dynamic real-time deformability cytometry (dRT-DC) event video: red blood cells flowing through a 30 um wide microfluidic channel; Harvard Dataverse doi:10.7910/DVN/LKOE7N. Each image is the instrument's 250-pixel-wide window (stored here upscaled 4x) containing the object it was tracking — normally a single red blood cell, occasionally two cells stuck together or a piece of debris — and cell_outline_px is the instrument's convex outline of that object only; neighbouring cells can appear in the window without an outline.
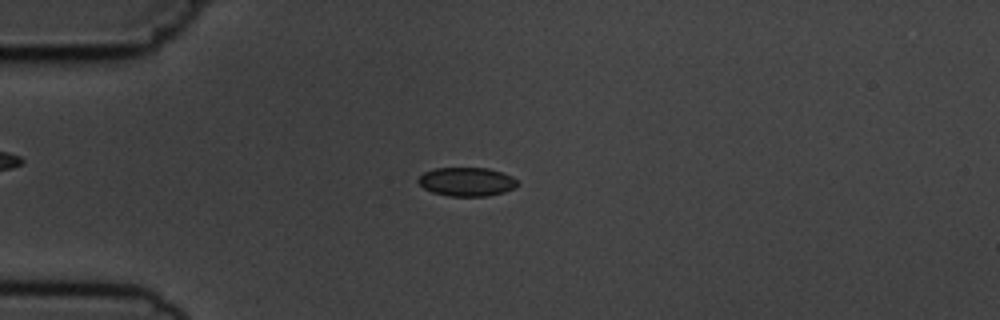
{"species": "common noctule bat (a hibernating species)", "species_latin": "Nyctalus noctula", "temperature_condition": "cold", "stored_images_in_passage": 7, "camera_frame_rate_fps": 3000, "um_per_image_px": 0.085, "animal": {"sex": "male", "body_mass_g": 19.5, "forearm_length_mm": 54.6}, "frame": {"image": 1, "passage_image": 4, "time_ms": 3.667, "image_size_px": [1000, 320], "cell_outline_px": [[520, 184], [516, 188], [504, 192], [488, 196], [448, 196], [432, 192], [424, 188], [416, 180], [424, 172], [432, 168], [488, 168], [504, 172], [512, 176]], "centroid_in_image_um": [39.7, 15.44], "position_along_channel_um": 45.3, "area_um2": 16.88}}
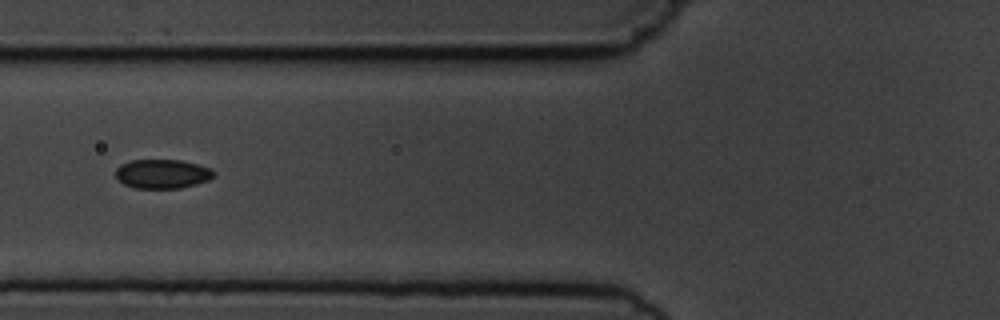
{"frame": {"image": 2, "passage_image": 6, "time_ms": 6.0, "image_size_px": [1000, 320], "cell_outline_px": [[216, 172], [208, 180], [196, 184], [180, 188], [136, 188], [124, 184], [116, 176], [116, 168], [120, 164], [132, 160], [180, 160], [212, 168]], "centroid_in_image_um": [13.8, 14.77], "position_along_channel_um": 112.0, "area_um2": 16.59}}
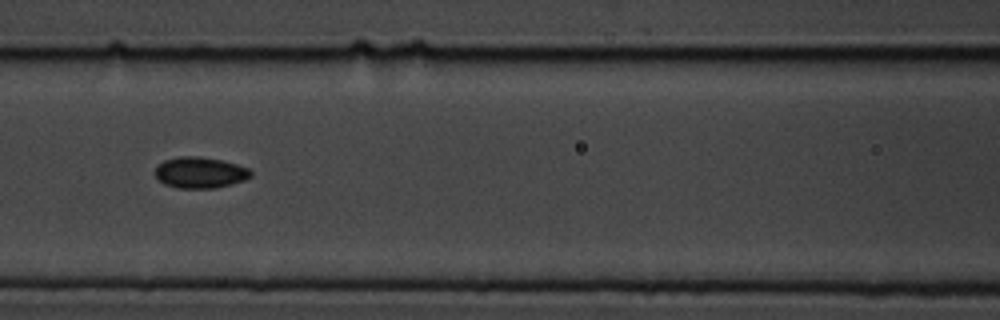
{"frame": {"image": 3, "passage_image": 7, "time_ms": 7.0, "image_size_px": [1000, 320], "cell_outline_px": [[252, 176], [244, 180], [232, 184], [216, 188], [176, 188], [164, 184], [152, 172], [156, 164], [164, 160], [180, 156], [200, 156], [220, 160], [236, 164], [248, 168], [252, 172]], "centroid_in_image_um": [16.96, 14.67], "position_along_channel_um": 149.6, "area_um2": 17.57}}